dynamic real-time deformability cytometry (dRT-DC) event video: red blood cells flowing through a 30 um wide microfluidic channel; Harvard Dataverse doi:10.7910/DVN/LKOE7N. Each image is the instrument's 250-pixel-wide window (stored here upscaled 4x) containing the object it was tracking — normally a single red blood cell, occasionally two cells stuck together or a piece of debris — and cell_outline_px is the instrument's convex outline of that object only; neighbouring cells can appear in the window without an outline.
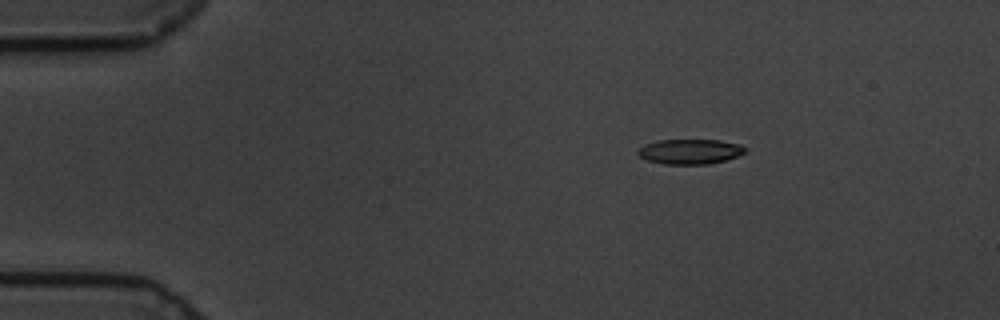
{"species": "common noctule bat (a hibernating species)", "species_latin": "Nyctalus noctula", "temperature_condition": "cold", "stored_images_in_passage": 51, "camera_frame_rate_fps": 3000, "um_per_image_px": 0.085, "animal": {"sex": "male", "body_mass_g": 19.5, "forearm_length_mm": 54.6}, "frame": {"image": 1, "passage_image": 1, "time_ms": 0.0, "image_size_px": [1000, 320], "cell_outline_px": [[748, 152], [728, 160], [708, 164], [664, 164], [648, 160], [640, 156], [636, 152], [636, 148], [644, 144], [656, 140], [720, 140], [740, 144], [748, 148]], "centroid_in_image_um": [58.68, 12.88], "position_along_channel_um": 26.3, "area_um2": 15.95}}
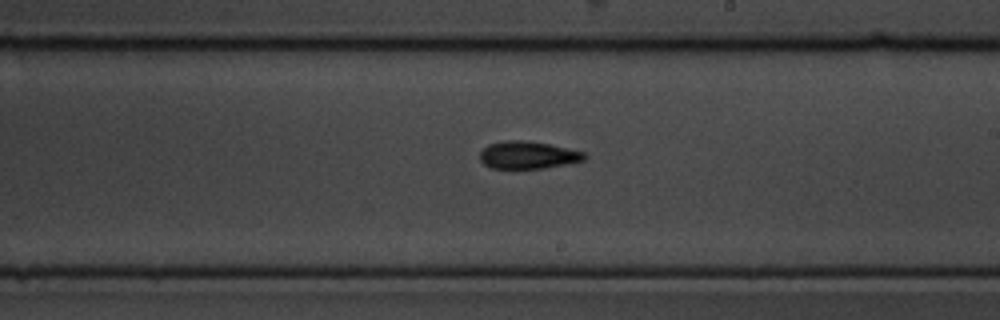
{"frame": {"image": 2, "passage_image": 26, "time_ms": 8.333, "image_size_px": [1000, 320], "cell_outline_px": [[588, 156], [584, 160], [544, 168], [492, 168], [484, 164], [480, 160], [480, 152], [488, 144], [504, 140], [520, 140], [548, 144], [584, 152]], "centroid_in_image_um": [44.85, 13.17], "position_along_channel_um": 244.2, "area_um2": 16.53}}
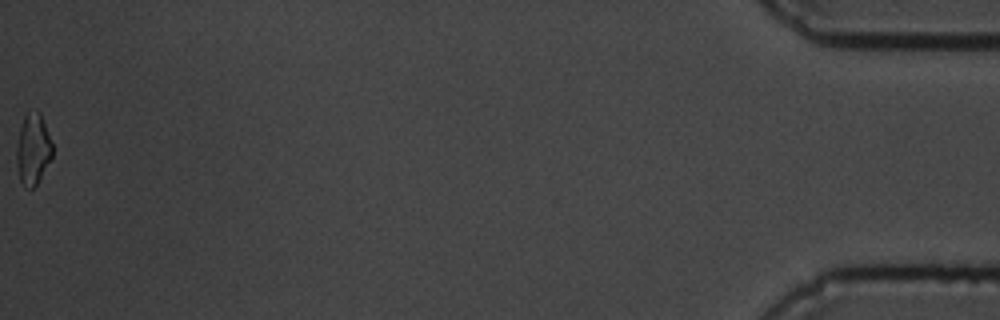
{"frame": {"image": 3, "passage_image": 51, "time_ms": 16.667, "image_size_px": [1000, 320], "cell_outline_px": [[52, 156], [36, 184], [32, 188], [24, 188], [20, 180], [16, 160], [16, 148], [20, 128], [24, 116], [28, 112], [36, 108], [40, 112], [52, 144]], "centroid_in_image_um": [2.78, 12.65], "position_along_channel_um": 432.4, "area_um2": 14.68}, "authors_computed_cell_mechanics": {"area_um2": 16.2418, "velocity_mm_per_s": 3.4028, "shape_relaxation_time_tau1_ms": 4.7843, "shape_relaxation_time_tau2_ms": null, "deformation_change_tau1": 0.1377, "deformation_change_tau2": null}}